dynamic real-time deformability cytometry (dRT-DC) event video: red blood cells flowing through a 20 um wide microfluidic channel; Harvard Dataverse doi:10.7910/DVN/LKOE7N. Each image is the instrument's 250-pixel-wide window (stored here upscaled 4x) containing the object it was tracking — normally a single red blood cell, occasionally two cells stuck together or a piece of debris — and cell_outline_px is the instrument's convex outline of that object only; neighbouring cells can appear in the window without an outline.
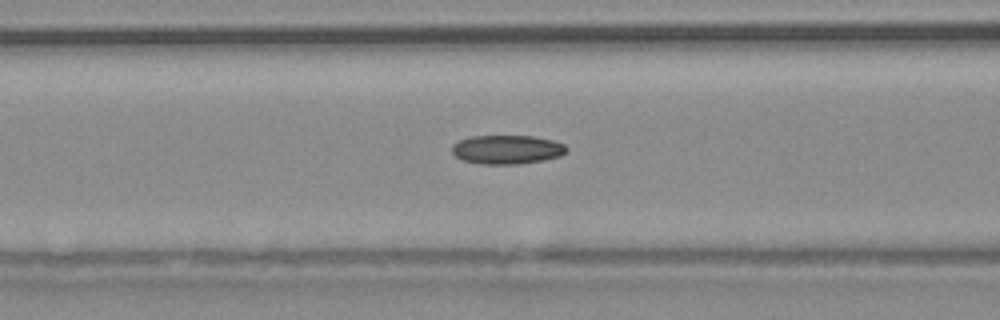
{"species": "common noctule bat (a hibernating species)", "species_latin": "Nyctalus noctula", "temperature_condition": "warm", "stored_images_in_passage": 43, "camera_frame_rate_fps": 3000, "um_per_image_px": 0.085, "animal": {"sex": "male", "body_mass_g": 20.4}, "frame": {"image": 1, "passage_image": 13, "time_ms": 4.0, "image_size_px": [1000, 320], "cell_outline_px": [[568, 148], [560, 156], [544, 160], [516, 164], [484, 164], [464, 160], [456, 156], [452, 152], [452, 144], [468, 136], [532, 136], [552, 140], [564, 144]], "centroid_in_image_um": [43.09, 12.7], "position_along_channel_um": 123.5, "area_um2": 19.19}}